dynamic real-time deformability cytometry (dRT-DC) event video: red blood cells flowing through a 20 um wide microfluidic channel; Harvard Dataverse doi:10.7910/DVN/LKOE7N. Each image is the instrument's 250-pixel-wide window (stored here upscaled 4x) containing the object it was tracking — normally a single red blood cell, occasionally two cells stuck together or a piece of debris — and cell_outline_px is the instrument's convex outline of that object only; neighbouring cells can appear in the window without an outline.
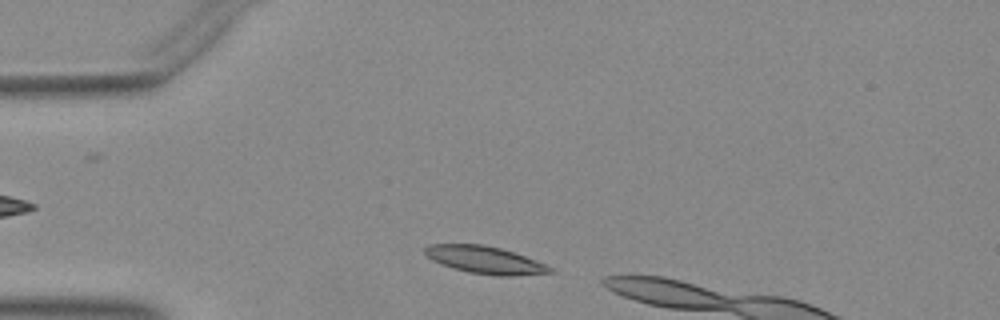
{"species": "Egyptian fruit bat (a non-hibernating species)", "species_latin": "Rousettus aegyptiacus", "temperature_condition": "warm", "stored_images_in_passage": 8, "camera_frame_rate_fps": 3000, "um_per_image_px": 0.085, "animal": {"sex": "female"}, "frame": {"image": 1, "passage_image": 2, "time_ms": 0.333, "image_size_px": [1000, 320], "cell_outline_px": [[556, 272], [512, 276], [496, 276], [468, 272], [452, 268], [440, 264], [432, 260], [424, 252], [424, 248], [428, 244], [484, 244], [500, 248], [524, 256], [544, 264], [552, 268]], "centroid_in_image_um": [41.19, 22.1], "position_along_channel_um": 43.8, "area_um2": 19.94}}
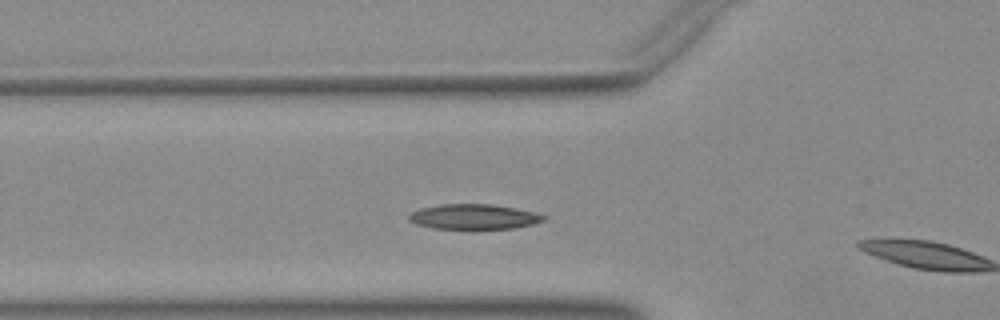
{"frame": {"image": 2, "passage_image": 7, "time_ms": 2.0, "image_size_px": [1000, 320], "cell_outline_px": [[548, 220], [532, 224], [512, 228], [432, 228], [416, 224], [408, 220], [408, 216], [412, 212], [420, 208], [440, 204], [492, 204], [516, 208], [548, 216]], "centroid_in_image_um": [40.28, 18.41], "position_along_channel_um": 85.5, "area_um2": 19.59}}